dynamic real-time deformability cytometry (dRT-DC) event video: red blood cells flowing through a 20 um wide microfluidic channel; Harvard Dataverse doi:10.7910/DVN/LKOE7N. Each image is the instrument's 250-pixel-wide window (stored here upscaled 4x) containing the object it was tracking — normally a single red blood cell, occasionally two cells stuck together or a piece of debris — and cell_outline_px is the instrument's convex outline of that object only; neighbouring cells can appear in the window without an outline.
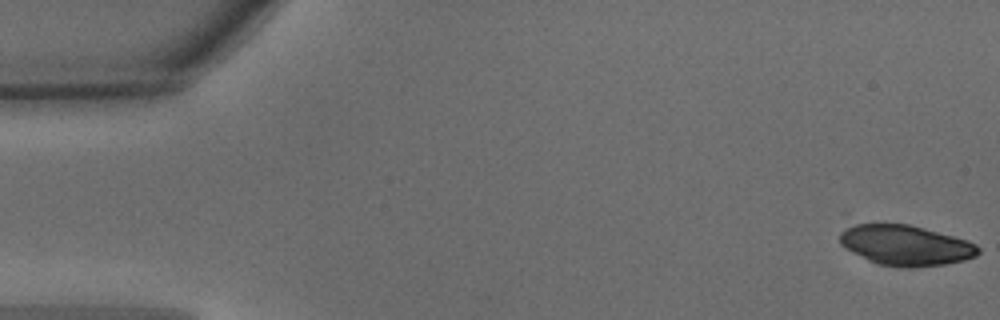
{"species": "common noctule bat (a hibernating species)", "species_latin": "Nyctalus noctula", "temperature_condition": "warm", "stored_images_in_passage": 49, "camera_frame_rate_fps": 3000, "um_per_image_px": 0.085, "animal": {"sex": "male", "body_mass_g": 15.6}, "frame": {"image": 1, "passage_image": 1, "time_ms": 0.0, "image_size_px": [1000, 320], "cell_outline_px": [[980, 252], [976, 256], [964, 260], [944, 264], [912, 268], [904, 268], [876, 264], [852, 252], [840, 244], [840, 232], [856, 224], [908, 224], [924, 228], [968, 240], [976, 244], [980, 248]], "centroid_in_image_um": [77.0, 20.86], "position_along_channel_um": 8.0, "area_um2": 32.48}}